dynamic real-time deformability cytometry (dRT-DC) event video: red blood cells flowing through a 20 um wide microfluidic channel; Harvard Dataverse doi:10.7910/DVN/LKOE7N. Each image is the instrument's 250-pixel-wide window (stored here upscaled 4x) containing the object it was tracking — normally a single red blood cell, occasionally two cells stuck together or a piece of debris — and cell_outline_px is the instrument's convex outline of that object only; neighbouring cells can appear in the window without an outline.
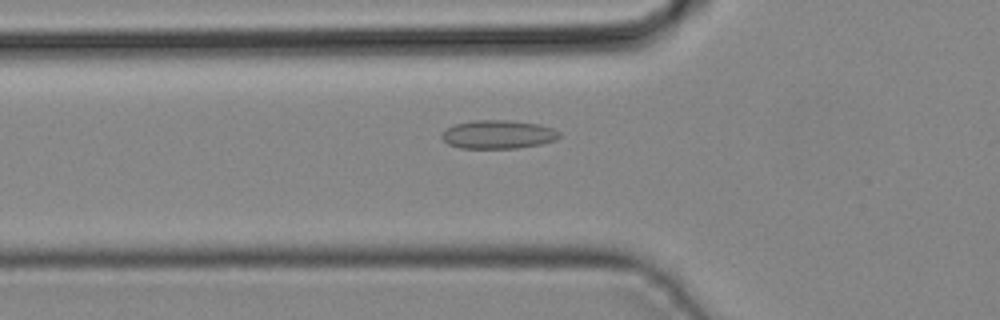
{"species": "common noctule bat (a hibernating species)", "species_latin": "Nyctalus noctula", "temperature_condition": "cold", "stored_images_in_passage": 35, "camera_frame_rate_fps": 3000, "um_per_image_px": 0.085, "animal": {"sex": "male", "body_mass_g": 19.2, "forearm_length_mm": 51.8}, "frame": {"image": 1, "passage_image": 7, "time_ms": 2.0, "image_size_px": [1000, 320], "cell_outline_px": [[560, 136], [556, 140], [540, 144], [516, 148], [460, 148], [448, 144], [440, 136], [444, 128], [452, 124], [472, 120], [508, 120], [540, 124], [552, 128], [560, 132]], "centroid_in_image_um": [42.3, 11.41], "position_along_channel_um": 83.5, "area_um2": 19.77}}
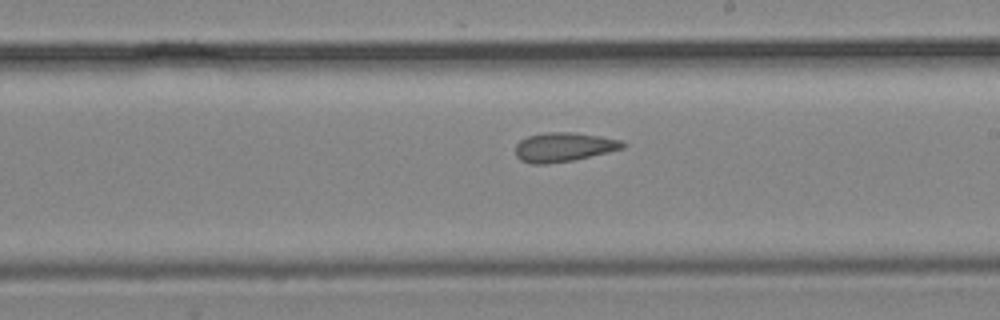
{"frame": {"image": 2, "passage_image": 17, "time_ms": 5.333, "image_size_px": [1000, 320], "cell_outline_px": [[624, 148], [608, 152], [572, 160], [548, 164], [532, 164], [520, 160], [516, 156], [516, 144], [520, 140], [528, 136], [548, 132], [572, 132], [600, 136], [620, 140], [624, 144]], "centroid_in_image_um": [47.88, 12.5], "position_along_channel_um": 241.1, "area_um2": 18.09}}
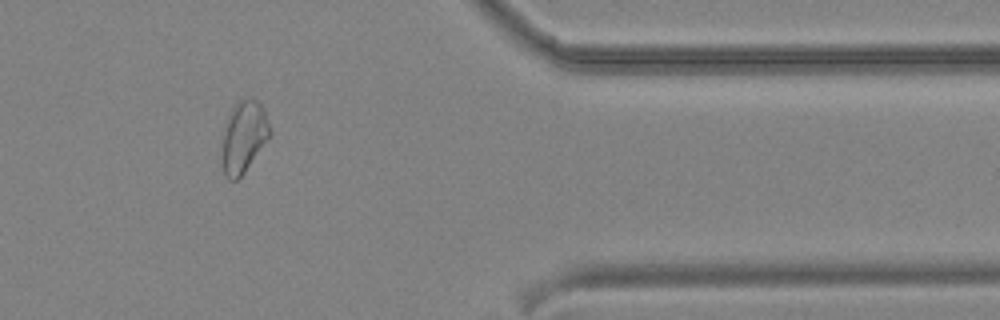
{"frame": {"image": 3, "passage_image": 28, "time_ms": 9.0, "image_size_px": [1000, 320], "cell_outline_px": [[272, 136], [244, 172], [236, 180], [228, 180], [224, 176], [220, 156], [224, 124], [228, 112], [236, 100], [248, 96], [252, 96], [264, 108], [272, 132]], "centroid_in_image_um": [20.69, 11.59], "position_along_channel_um": 390.7, "area_um2": 21.04}}